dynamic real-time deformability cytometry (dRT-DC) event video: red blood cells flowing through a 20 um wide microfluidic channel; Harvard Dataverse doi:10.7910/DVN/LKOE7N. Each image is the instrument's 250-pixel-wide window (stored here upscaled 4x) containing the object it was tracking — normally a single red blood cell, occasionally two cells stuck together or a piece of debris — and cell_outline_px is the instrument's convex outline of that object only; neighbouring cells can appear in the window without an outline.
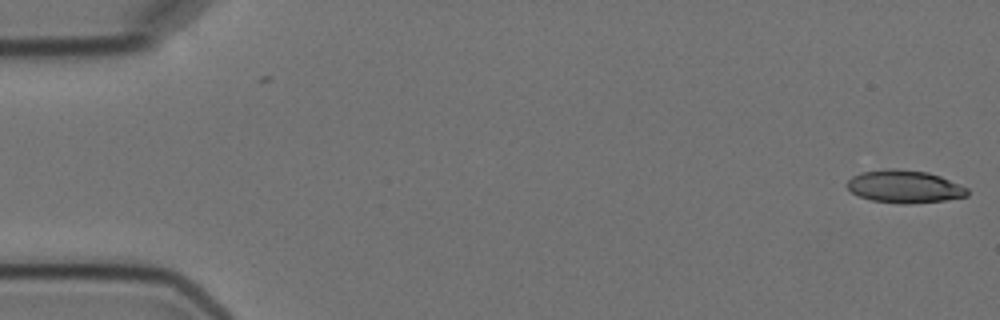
{"species": "Egyptian fruit bat (a non-hibernating species)", "species_latin": "Rousettus aegyptiacus", "temperature_condition": "cold", "stored_images_in_passage": 6, "camera_frame_rate_fps": 3000, "um_per_image_px": 0.085, "animal": {"sex": "female"}, "frame": {"image": 1, "passage_image": 1, "time_ms": 0.0, "image_size_px": [1000, 320], "cell_outline_px": [[968, 196], [944, 200], [904, 204], [872, 200], [860, 196], [852, 192], [844, 184], [852, 176], [860, 172], [884, 168], [896, 168], [928, 172], [940, 176], [968, 188]], "centroid_in_image_um": [76.85, 15.84], "position_along_channel_um": 8.2, "area_um2": 22.95}}
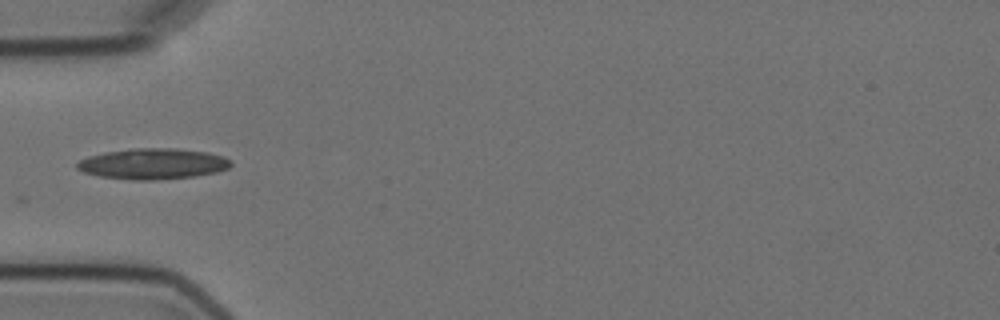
{"frame": {"image": 2, "passage_image": 6, "time_ms": 5.667, "image_size_px": [1000, 320], "cell_outline_px": [[232, 164], [228, 168], [216, 172], [192, 176], [152, 180], [132, 180], [100, 176], [84, 172], [76, 168], [76, 164], [80, 160], [88, 156], [104, 152], [132, 148], [176, 148], [208, 152], [224, 156]], "centroid_in_image_um": [12.97, 13.91], "position_along_channel_um": 72.0, "area_um2": 27.51}}